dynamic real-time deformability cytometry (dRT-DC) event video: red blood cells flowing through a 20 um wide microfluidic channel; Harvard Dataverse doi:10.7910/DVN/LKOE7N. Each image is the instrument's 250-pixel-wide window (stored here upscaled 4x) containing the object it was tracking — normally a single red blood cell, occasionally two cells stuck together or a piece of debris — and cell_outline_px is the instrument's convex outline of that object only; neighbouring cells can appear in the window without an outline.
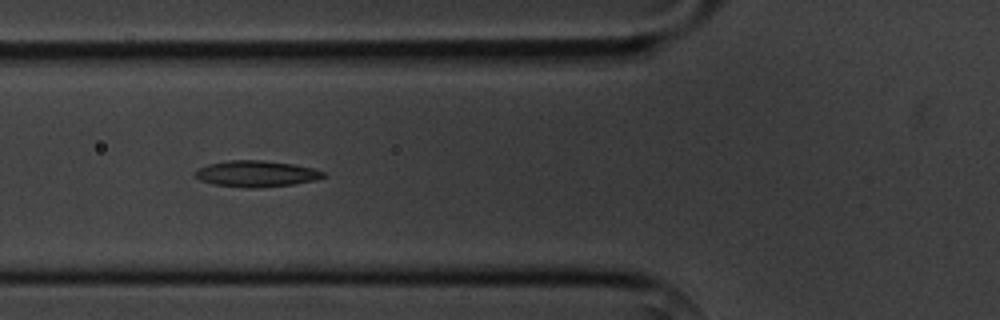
{"species": "common noctule bat (a hibernating species)", "species_latin": "Nyctalus noctula", "temperature_condition": "cold", "stored_images_in_passage": 6, "camera_frame_rate_fps": 3000, "um_per_image_px": 0.085, "animal": {"sex": "male", "body_mass_g": 20.1, "forearm_length_mm": 53.5}, "frame": {"image": 1, "passage_image": 6, "time_ms": 6.333, "image_size_px": [1000, 320], "cell_outline_px": [[324, 176], [316, 180], [292, 184], [260, 188], [248, 188], [212, 184], [200, 180], [192, 172], [196, 168], [208, 164], [228, 160], [260, 160], [292, 164], [312, 168], [324, 172]], "centroid_in_image_um": [21.72, 14.77], "position_along_channel_um": 104.1, "area_um2": 19.59}}